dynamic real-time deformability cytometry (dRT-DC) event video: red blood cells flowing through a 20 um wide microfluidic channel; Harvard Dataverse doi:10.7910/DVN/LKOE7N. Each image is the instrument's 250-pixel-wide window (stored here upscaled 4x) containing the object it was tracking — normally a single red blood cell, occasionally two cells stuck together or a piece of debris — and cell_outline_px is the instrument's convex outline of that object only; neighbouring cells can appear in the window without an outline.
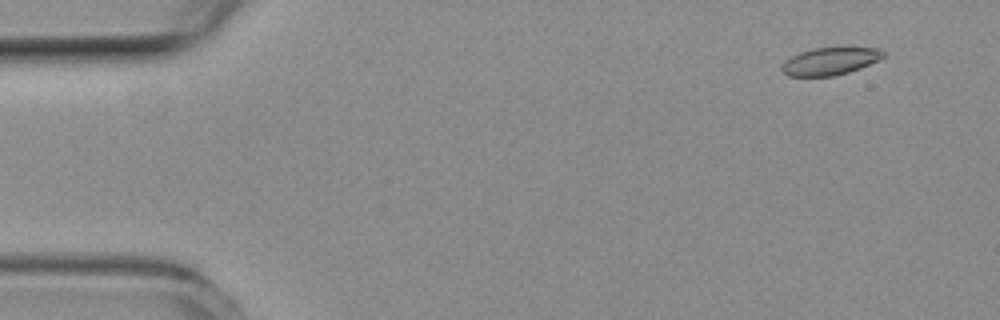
{"species": "common noctule bat (a hibernating species)", "species_latin": "Nyctalus noctula", "temperature_condition": "room temperature", "stored_images_in_passage": 7, "camera_frame_rate_fps": 3000, "um_per_image_px": 0.085, "animal": {"sex": "female", "body_mass_g": 19.3, "forearm_length_mm": 54.1}, "frame": {"image": 1, "passage_image": 2, "time_ms": 0.333, "image_size_px": [1000, 320], "cell_outline_px": [[884, 56], [880, 60], [860, 68], [848, 72], [832, 76], [788, 76], [780, 68], [784, 60], [800, 52], [812, 48], [876, 48], [884, 52]], "centroid_in_image_um": [70.53, 5.21], "position_along_channel_um": 14.5, "area_um2": 16.13}}